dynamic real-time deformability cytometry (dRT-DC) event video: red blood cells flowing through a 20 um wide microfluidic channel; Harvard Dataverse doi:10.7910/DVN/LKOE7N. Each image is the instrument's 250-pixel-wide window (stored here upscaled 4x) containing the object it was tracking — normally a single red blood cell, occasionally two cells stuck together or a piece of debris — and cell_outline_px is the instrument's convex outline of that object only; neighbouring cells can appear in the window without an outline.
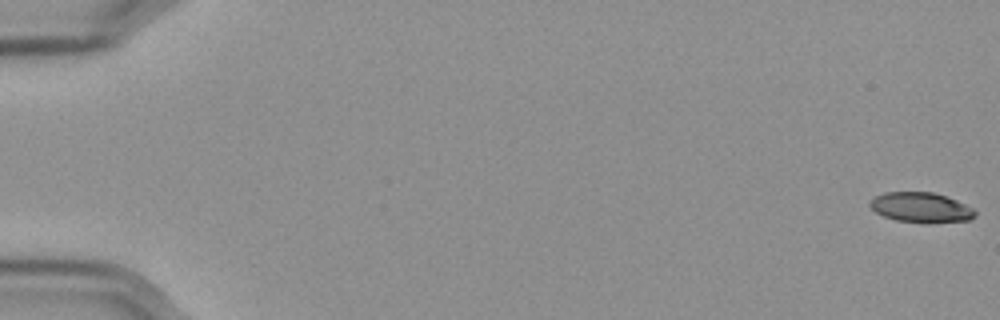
{"species": "Egyptian fruit bat (a non-hibernating species)", "species_latin": "Rousettus aegyptiacus", "temperature_condition": "cold", "stored_images_in_passage": 58, "camera_frame_rate_fps": 3000, "um_per_image_px": 0.085, "frame": {"image": 1, "passage_image": 1, "time_ms": 0.0, "image_size_px": [1000, 320], "cell_outline_px": [[976, 216], [968, 220], [928, 224], [896, 220], [884, 216], [876, 212], [868, 204], [876, 196], [884, 192], [932, 192], [956, 200], [972, 208], [976, 212]], "centroid_in_image_um": [78.29, 17.65], "position_along_channel_um": 6.7, "area_um2": 18.38}}
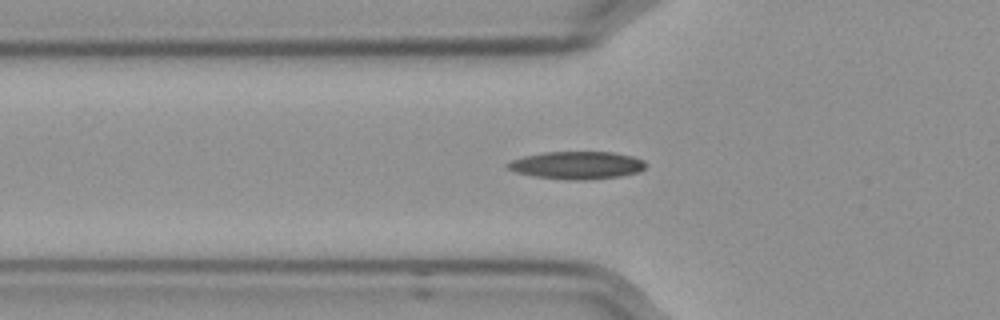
{"frame": {"image": 2, "passage_image": 21, "time_ms": 6.667, "image_size_px": [1000, 320], "cell_outline_px": [[648, 164], [640, 172], [620, 176], [580, 180], [568, 180], [532, 176], [516, 172], [508, 168], [504, 164], [512, 160], [524, 156], [544, 152], [612, 152], [632, 156], [644, 160]], "centroid_in_image_um": [49.04, 14.04], "position_along_channel_um": 76.8, "area_um2": 22.31}}
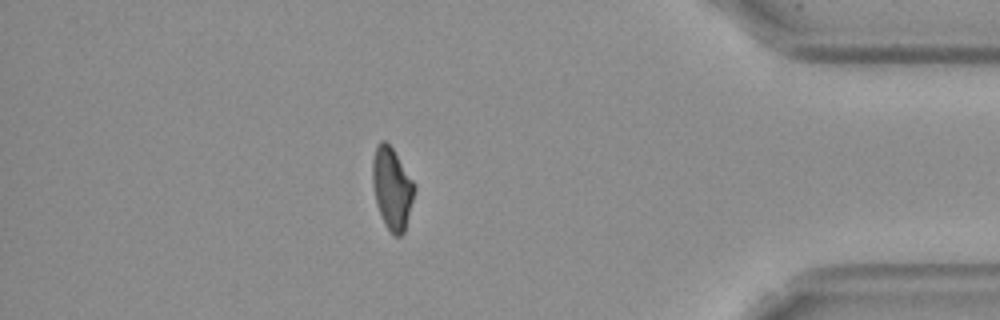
{"frame": {"image": 3, "passage_image": 51, "time_ms": 16.667, "image_size_px": [1000, 320], "cell_outline_px": [[416, 188], [404, 232], [400, 236], [396, 236], [384, 224], [376, 204], [372, 184], [372, 160], [376, 148], [380, 140], [384, 140], [392, 148], [412, 180]], "centroid_in_image_um": [33.3, 16.01], "position_along_channel_um": 401.9, "area_um2": 19.71}}